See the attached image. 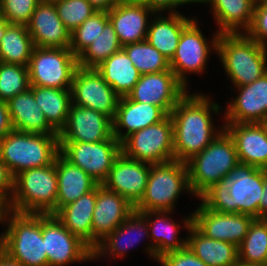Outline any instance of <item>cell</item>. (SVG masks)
Listing matches in <instances>:
<instances>
[{"mask_svg":"<svg viewBox=\"0 0 267 266\" xmlns=\"http://www.w3.org/2000/svg\"><path fill=\"white\" fill-rule=\"evenodd\" d=\"M222 113V105L209 93L189 90L169 114L173 122L174 160L186 163L206 148L224 130V123L216 125L214 118L223 117Z\"/></svg>","mask_w":267,"mask_h":266,"instance_id":"1","label":"cell"},{"mask_svg":"<svg viewBox=\"0 0 267 266\" xmlns=\"http://www.w3.org/2000/svg\"><path fill=\"white\" fill-rule=\"evenodd\" d=\"M264 169L238 163L224 182L212 185L197 200L220 213H239L259 219Z\"/></svg>","mask_w":267,"mask_h":266,"instance_id":"2","label":"cell"},{"mask_svg":"<svg viewBox=\"0 0 267 266\" xmlns=\"http://www.w3.org/2000/svg\"><path fill=\"white\" fill-rule=\"evenodd\" d=\"M216 56L230 87L251 84L267 72V48L245 33L220 34Z\"/></svg>","mask_w":267,"mask_h":266,"instance_id":"3","label":"cell"},{"mask_svg":"<svg viewBox=\"0 0 267 266\" xmlns=\"http://www.w3.org/2000/svg\"><path fill=\"white\" fill-rule=\"evenodd\" d=\"M60 152L58 134L11 130L0 140V160L14 177L19 172L52 164Z\"/></svg>","mask_w":267,"mask_h":266,"instance_id":"4","label":"cell"},{"mask_svg":"<svg viewBox=\"0 0 267 266\" xmlns=\"http://www.w3.org/2000/svg\"><path fill=\"white\" fill-rule=\"evenodd\" d=\"M57 193L55 161L48 166L23 170L13 179L12 211L55 215Z\"/></svg>","mask_w":267,"mask_h":266,"instance_id":"5","label":"cell"},{"mask_svg":"<svg viewBox=\"0 0 267 266\" xmlns=\"http://www.w3.org/2000/svg\"><path fill=\"white\" fill-rule=\"evenodd\" d=\"M238 163L234 140L224 129L206 148L186 162L193 196L198 199L212 185L224 182Z\"/></svg>","mask_w":267,"mask_h":266,"instance_id":"6","label":"cell"},{"mask_svg":"<svg viewBox=\"0 0 267 266\" xmlns=\"http://www.w3.org/2000/svg\"><path fill=\"white\" fill-rule=\"evenodd\" d=\"M184 193L191 195V198L195 197L192 196L186 163L173 160L162 164H150L144 195L134 206V210L174 212L180 196Z\"/></svg>","mask_w":267,"mask_h":266,"instance_id":"7","label":"cell"},{"mask_svg":"<svg viewBox=\"0 0 267 266\" xmlns=\"http://www.w3.org/2000/svg\"><path fill=\"white\" fill-rule=\"evenodd\" d=\"M5 226V227H4ZM1 231L2 250L23 266H48L42 214L12 212Z\"/></svg>","mask_w":267,"mask_h":266,"instance_id":"8","label":"cell"},{"mask_svg":"<svg viewBox=\"0 0 267 266\" xmlns=\"http://www.w3.org/2000/svg\"><path fill=\"white\" fill-rule=\"evenodd\" d=\"M199 24L201 19L199 21L197 16L183 29L176 52L169 61L170 69L190 91L192 89L189 87V77L191 74L202 76L205 72L208 73V61L212 54L217 55L220 36V33L212 30L214 32L211 38H206Z\"/></svg>","mask_w":267,"mask_h":266,"instance_id":"9","label":"cell"},{"mask_svg":"<svg viewBox=\"0 0 267 266\" xmlns=\"http://www.w3.org/2000/svg\"><path fill=\"white\" fill-rule=\"evenodd\" d=\"M121 151L130 159L151 165L173 161V122L170 115L128 136L121 143Z\"/></svg>","mask_w":267,"mask_h":266,"instance_id":"10","label":"cell"},{"mask_svg":"<svg viewBox=\"0 0 267 266\" xmlns=\"http://www.w3.org/2000/svg\"><path fill=\"white\" fill-rule=\"evenodd\" d=\"M78 59L69 48L34 47L28 64L31 86L71 89Z\"/></svg>","mask_w":267,"mask_h":266,"instance_id":"11","label":"cell"},{"mask_svg":"<svg viewBox=\"0 0 267 266\" xmlns=\"http://www.w3.org/2000/svg\"><path fill=\"white\" fill-rule=\"evenodd\" d=\"M142 243H144L142 245L144 247L143 252L155 262V250L149 238L147 219L141 212L134 210L122 224L99 242L93 250V262L108 258L110 259L109 263L112 259L115 262L121 261V259L124 261L129 254L128 252L134 251L136 245L140 248Z\"/></svg>","mask_w":267,"mask_h":266,"instance_id":"12","label":"cell"},{"mask_svg":"<svg viewBox=\"0 0 267 266\" xmlns=\"http://www.w3.org/2000/svg\"><path fill=\"white\" fill-rule=\"evenodd\" d=\"M60 154L71 164L80 167L99 184L110 173L115 159L121 154V143L113 135L104 141L59 142Z\"/></svg>","mask_w":267,"mask_h":266,"instance_id":"13","label":"cell"},{"mask_svg":"<svg viewBox=\"0 0 267 266\" xmlns=\"http://www.w3.org/2000/svg\"><path fill=\"white\" fill-rule=\"evenodd\" d=\"M42 237L48 266H69L93 261V251L55 215L42 214Z\"/></svg>","mask_w":267,"mask_h":266,"instance_id":"14","label":"cell"},{"mask_svg":"<svg viewBox=\"0 0 267 266\" xmlns=\"http://www.w3.org/2000/svg\"><path fill=\"white\" fill-rule=\"evenodd\" d=\"M72 104L114 119L120 96L95 68L77 67L72 78Z\"/></svg>","mask_w":267,"mask_h":266,"instance_id":"15","label":"cell"},{"mask_svg":"<svg viewBox=\"0 0 267 266\" xmlns=\"http://www.w3.org/2000/svg\"><path fill=\"white\" fill-rule=\"evenodd\" d=\"M189 92L188 88L169 69L143 74L127 95L131 100L159 106L167 115Z\"/></svg>","mask_w":267,"mask_h":266,"instance_id":"16","label":"cell"},{"mask_svg":"<svg viewBox=\"0 0 267 266\" xmlns=\"http://www.w3.org/2000/svg\"><path fill=\"white\" fill-rule=\"evenodd\" d=\"M229 88L233 96L224 105L221 122L259 123L267 117V72L251 84Z\"/></svg>","mask_w":267,"mask_h":266,"instance_id":"17","label":"cell"},{"mask_svg":"<svg viewBox=\"0 0 267 266\" xmlns=\"http://www.w3.org/2000/svg\"><path fill=\"white\" fill-rule=\"evenodd\" d=\"M193 212V225L207 238L231 242L237 247L246 237L254 218L239 213H220L206 208L201 202Z\"/></svg>","mask_w":267,"mask_h":266,"instance_id":"18","label":"cell"},{"mask_svg":"<svg viewBox=\"0 0 267 266\" xmlns=\"http://www.w3.org/2000/svg\"><path fill=\"white\" fill-rule=\"evenodd\" d=\"M147 219L148 233L155 250V262L166 253L179 251L187 246V236H180L181 228L189 231L193 225V212L184 215L179 223L173 218V211L141 212ZM172 215V216H171Z\"/></svg>","mask_w":267,"mask_h":266,"instance_id":"19","label":"cell"},{"mask_svg":"<svg viewBox=\"0 0 267 266\" xmlns=\"http://www.w3.org/2000/svg\"><path fill=\"white\" fill-rule=\"evenodd\" d=\"M112 120L103 113L71 104L65 126L58 133L59 142L93 143L108 140Z\"/></svg>","mask_w":267,"mask_h":266,"instance_id":"20","label":"cell"},{"mask_svg":"<svg viewBox=\"0 0 267 266\" xmlns=\"http://www.w3.org/2000/svg\"><path fill=\"white\" fill-rule=\"evenodd\" d=\"M134 211L126 198L107 189L103 184L97 186V199L92 220V251L108 234L112 233Z\"/></svg>","mask_w":267,"mask_h":266,"instance_id":"21","label":"cell"},{"mask_svg":"<svg viewBox=\"0 0 267 266\" xmlns=\"http://www.w3.org/2000/svg\"><path fill=\"white\" fill-rule=\"evenodd\" d=\"M149 173L150 164L130 159L121 152L102 184L135 206L144 195Z\"/></svg>","mask_w":267,"mask_h":266,"instance_id":"22","label":"cell"},{"mask_svg":"<svg viewBox=\"0 0 267 266\" xmlns=\"http://www.w3.org/2000/svg\"><path fill=\"white\" fill-rule=\"evenodd\" d=\"M153 10L138 0H121L110 11L109 21L122 46L146 40Z\"/></svg>","mask_w":267,"mask_h":266,"instance_id":"23","label":"cell"},{"mask_svg":"<svg viewBox=\"0 0 267 266\" xmlns=\"http://www.w3.org/2000/svg\"><path fill=\"white\" fill-rule=\"evenodd\" d=\"M26 27L36 47H70V32L59 18L51 0L39 2Z\"/></svg>","mask_w":267,"mask_h":266,"instance_id":"24","label":"cell"},{"mask_svg":"<svg viewBox=\"0 0 267 266\" xmlns=\"http://www.w3.org/2000/svg\"><path fill=\"white\" fill-rule=\"evenodd\" d=\"M167 116L159 106L136 102L128 96L120 97L112 120L113 136L122 143L131 134L161 122Z\"/></svg>","mask_w":267,"mask_h":266,"instance_id":"25","label":"cell"},{"mask_svg":"<svg viewBox=\"0 0 267 266\" xmlns=\"http://www.w3.org/2000/svg\"><path fill=\"white\" fill-rule=\"evenodd\" d=\"M233 138L239 163L267 170V136L259 123H224Z\"/></svg>","mask_w":267,"mask_h":266,"instance_id":"26","label":"cell"},{"mask_svg":"<svg viewBox=\"0 0 267 266\" xmlns=\"http://www.w3.org/2000/svg\"><path fill=\"white\" fill-rule=\"evenodd\" d=\"M165 14L155 13L152 16L146 40L170 61L176 52L183 29L196 16L188 17L183 11Z\"/></svg>","mask_w":267,"mask_h":266,"instance_id":"27","label":"cell"},{"mask_svg":"<svg viewBox=\"0 0 267 266\" xmlns=\"http://www.w3.org/2000/svg\"><path fill=\"white\" fill-rule=\"evenodd\" d=\"M255 3L256 0L204 1L220 34L245 33L252 23Z\"/></svg>","mask_w":267,"mask_h":266,"instance_id":"28","label":"cell"},{"mask_svg":"<svg viewBox=\"0 0 267 266\" xmlns=\"http://www.w3.org/2000/svg\"><path fill=\"white\" fill-rule=\"evenodd\" d=\"M54 161L58 184L57 213L63 206L94 190L99 183L80 167L71 164L60 153Z\"/></svg>","mask_w":267,"mask_h":266,"instance_id":"29","label":"cell"},{"mask_svg":"<svg viewBox=\"0 0 267 266\" xmlns=\"http://www.w3.org/2000/svg\"><path fill=\"white\" fill-rule=\"evenodd\" d=\"M7 105L14 130L34 134H58L47 122L30 88L11 98Z\"/></svg>","mask_w":267,"mask_h":266,"instance_id":"30","label":"cell"},{"mask_svg":"<svg viewBox=\"0 0 267 266\" xmlns=\"http://www.w3.org/2000/svg\"><path fill=\"white\" fill-rule=\"evenodd\" d=\"M97 199V187L76 201L63 206L55 216L92 250V220Z\"/></svg>","mask_w":267,"mask_h":266,"instance_id":"31","label":"cell"},{"mask_svg":"<svg viewBox=\"0 0 267 266\" xmlns=\"http://www.w3.org/2000/svg\"><path fill=\"white\" fill-rule=\"evenodd\" d=\"M187 247L207 266H232L238 261V247L207 238L194 225L186 233Z\"/></svg>","mask_w":267,"mask_h":266,"instance_id":"32","label":"cell"},{"mask_svg":"<svg viewBox=\"0 0 267 266\" xmlns=\"http://www.w3.org/2000/svg\"><path fill=\"white\" fill-rule=\"evenodd\" d=\"M95 69L120 97L127 96L141 76L123 49L112 54Z\"/></svg>","mask_w":267,"mask_h":266,"instance_id":"33","label":"cell"},{"mask_svg":"<svg viewBox=\"0 0 267 266\" xmlns=\"http://www.w3.org/2000/svg\"><path fill=\"white\" fill-rule=\"evenodd\" d=\"M47 122L59 133L65 126L72 104L71 89L30 86Z\"/></svg>","mask_w":267,"mask_h":266,"instance_id":"34","label":"cell"},{"mask_svg":"<svg viewBox=\"0 0 267 266\" xmlns=\"http://www.w3.org/2000/svg\"><path fill=\"white\" fill-rule=\"evenodd\" d=\"M34 47L25 25L10 24L0 42V62L28 66Z\"/></svg>","mask_w":267,"mask_h":266,"instance_id":"35","label":"cell"},{"mask_svg":"<svg viewBox=\"0 0 267 266\" xmlns=\"http://www.w3.org/2000/svg\"><path fill=\"white\" fill-rule=\"evenodd\" d=\"M238 261L267 266V219H254L238 246Z\"/></svg>","mask_w":267,"mask_h":266,"instance_id":"36","label":"cell"},{"mask_svg":"<svg viewBox=\"0 0 267 266\" xmlns=\"http://www.w3.org/2000/svg\"><path fill=\"white\" fill-rule=\"evenodd\" d=\"M122 49L114 27L109 21L99 36L77 57L78 66L96 68L112 54Z\"/></svg>","mask_w":267,"mask_h":266,"instance_id":"37","label":"cell"},{"mask_svg":"<svg viewBox=\"0 0 267 266\" xmlns=\"http://www.w3.org/2000/svg\"><path fill=\"white\" fill-rule=\"evenodd\" d=\"M122 49L141 75L170 69L169 60L147 40L124 45Z\"/></svg>","mask_w":267,"mask_h":266,"instance_id":"38","label":"cell"},{"mask_svg":"<svg viewBox=\"0 0 267 266\" xmlns=\"http://www.w3.org/2000/svg\"><path fill=\"white\" fill-rule=\"evenodd\" d=\"M109 22L108 12L96 11L70 33L72 53L78 57L98 36Z\"/></svg>","mask_w":267,"mask_h":266,"instance_id":"39","label":"cell"},{"mask_svg":"<svg viewBox=\"0 0 267 266\" xmlns=\"http://www.w3.org/2000/svg\"><path fill=\"white\" fill-rule=\"evenodd\" d=\"M30 86L28 66L0 62V101L8 102Z\"/></svg>","mask_w":267,"mask_h":266,"instance_id":"40","label":"cell"},{"mask_svg":"<svg viewBox=\"0 0 267 266\" xmlns=\"http://www.w3.org/2000/svg\"><path fill=\"white\" fill-rule=\"evenodd\" d=\"M59 18L71 33L97 10L88 0H54Z\"/></svg>","mask_w":267,"mask_h":266,"instance_id":"41","label":"cell"},{"mask_svg":"<svg viewBox=\"0 0 267 266\" xmlns=\"http://www.w3.org/2000/svg\"><path fill=\"white\" fill-rule=\"evenodd\" d=\"M41 0H0V13L10 24L27 25Z\"/></svg>","mask_w":267,"mask_h":266,"instance_id":"42","label":"cell"},{"mask_svg":"<svg viewBox=\"0 0 267 266\" xmlns=\"http://www.w3.org/2000/svg\"><path fill=\"white\" fill-rule=\"evenodd\" d=\"M245 34L267 48V0H256L253 20Z\"/></svg>","mask_w":267,"mask_h":266,"instance_id":"43","label":"cell"},{"mask_svg":"<svg viewBox=\"0 0 267 266\" xmlns=\"http://www.w3.org/2000/svg\"><path fill=\"white\" fill-rule=\"evenodd\" d=\"M160 266H207L187 246L179 251H172L161 256Z\"/></svg>","mask_w":267,"mask_h":266,"instance_id":"44","label":"cell"},{"mask_svg":"<svg viewBox=\"0 0 267 266\" xmlns=\"http://www.w3.org/2000/svg\"><path fill=\"white\" fill-rule=\"evenodd\" d=\"M155 13H178L185 5L180 0H138ZM180 9V10H179Z\"/></svg>","mask_w":267,"mask_h":266,"instance_id":"45","label":"cell"},{"mask_svg":"<svg viewBox=\"0 0 267 266\" xmlns=\"http://www.w3.org/2000/svg\"><path fill=\"white\" fill-rule=\"evenodd\" d=\"M13 179L14 177L7 166L0 160V192L4 193L9 199L13 194Z\"/></svg>","mask_w":267,"mask_h":266,"instance_id":"46","label":"cell"},{"mask_svg":"<svg viewBox=\"0 0 267 266\" xmlns=\"http://www.w3.org/2000/svg\"><path fill=\"white\" fill-rule=\"evenodd\" d=\"M13 130L7 102L0 101V140Z\"/></svg>","mask_w":267,"mask_h":266,"instance_id":"47","label":"cell"},{"mask_svg":"<svg viewBox=\"0 0 267 266\" xmlns=\"http://www.w3.org/2000/svg\"><path fill=\"white\" fill-rule=\"evenodd\" d=\"M10 199L2 192H0V226L5 224L6 219L12 213Z\"/></svg>","mask_w":267,"mask_h":266,"instance_id":"48","label":"cell"},{"mask_svg":"<svg viewBox=\"0 0 267 266\" xmlns=\"http://www.w3.org/2000/svg\"><path fill=\"white\" fill-rule=\"evenodd\" d=\"M259 219H267V170L264 169L263 193L260 199Z\"/></svg>","mask_w":267,"mask_h":266,"instance_id":"49","label":"cell"},{"mask_svg":"<svg viewBox=\"0 0 267 266\" xmlns=\"http://www.w3.org/2000/svg\"><path fill=\"white\" fill-rule=\"evenodd\" d=\"M97 11H110L121 0H88Z\"/></svg>","mask_w":267,"mask_h":266,"instance_id":"50","label":"cell"},{"mask_svg":"<svg viewBox=\"0 0 267 266\" xmlns=\"http://www.w3.org/2000/svg\"><path fill=\"white\" fill-rule=\"evenodd\" d=\"M0 266H23L17 260L10 257L5 251L0 250Z\"/></svg>","mask_w":267,"mask_h":266,"instance_id":"51","label":"cell"},{"mask_svg":"<svg viewBox=\"0 0 267 266\" xmlns=\"http://www.w3.org/2000/svg\"><path fill=\"white\" fill-rule=\"evenodd\" d=\"M9 25H10V23L0 13V42H1L2 37L4 36V33L6 31V28Z\"/></svg>","mask_w":267,"mask_h":266,"instance_id":"52","label":"cell"},{"mask_svg":"<svg viewBox=\"0 0 267 266\" xmlns=\"http://www.w3.org/2000/svg\"><path fill=\"white\" fill-rule=\"evenodd\" d=\"M184 5H194V4H200L201 6V3L204 5V1L205 0H180Z\"/></svg>","mask_w":267,"mask_h":266,"instance_id":"53","label":"cell"},{"mask_svg":"<svg viewBox=\"0 0 267 266\" xmlns=\"http://www.w3.org/2000/svg\"><path fill=\"white\" fill-rule=\"evenodd\" d=\"M260 126L264 130V133L267 136V117H265L262 121L259 122Z\"/></svg>","mask_w":267,"mask_h":266,"instance_id":"54","label":"cell"},{"mask_svg":"<svg viewBox=\"0 0 267 266\" xmlns=\"http://www.w3.org/2000/svg\"><path fill=\"white\" fill-rule=\"evenodd\" d=\"M232 266H260V265H253V264H245L240 261H237L234 265Z\"/></svg>","mask_w":267,"mask_h":266,"instance_id":"55","label":"cell"},{"mask_svg":"<svg viewBox=\"0 0 267 266\" xmlns=\"http://www.w3.org/2000/svg\"><path fill=\"white\" fill-rule=\"evenodd\" d=\"M2 249V241H1V236H0V250Z\"/></svg>","mask_w":267,"mask_h":266,"instance_id":"56","label":"cell"}]
</instances>
